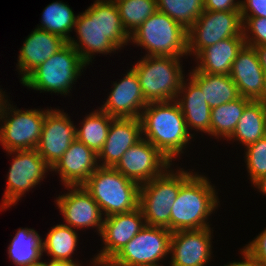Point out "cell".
I'll return each instance as SVG.
<instances>
[{
  "label": "cell",
  "mask_w": 266,
  "mask_h": 266,
  "mask_svg": "<svg viewBox=\"0 0 266 266\" xmlns=\"http://www.w3.org/2000/svg\"><path fill=\"white\" fill-rule=\"evenodd\" d=\"M74 31L78 39L71 37L68 43L87 65L92 62L94 54L116 52L130 41L116 3L107 0H95L85 12L78 14Z\"/></svg>",
  "instance_id": "6da1fadb"
},
{
  "label": "cell",
  "mask_w": 266,
  "mask_h": 266,
  "mask_svg": "<svg viewBox=\"0 0 266 266\" xmlns=\"http://www.w3.org/2000/svg\"><path fill=\"white\" fill-rule=\"evenodd\" d=\"M139 119L142 137L171 163L193 137L176 100L147 103Z\"/></svg>",
  "instance_id": "7a4b0ae2"
},
{
  "label": "cell",
  "mask_w": 266,
  "mask_h": 266,
  "mask_svg": "<svg viewBox=\"0 0 266 266\" xmlns=\"http://www.w3.org/2000/svg\"><path fill=\"white\" fill-rule=\"evenodd\" d=\"M206 176L196 172L180 187L172 206L170 231L208 228L209 216L218 207L219 198L215 186Z\"/></svg>",
  "instance_id": "3957f363"
},
{
  "label": "cell",
  "mask_w": 266,
  "mask_h": 266,
  "mask_svg": "<svg viewBox=\"0 0 266 266\" xmlns=\"http://www.w3.org/2000/svg\"><path fill=\"white\" fill-rule=\"evenodd\" d=\"M82 186L99 205L104 217L139 207L140 185L113 167L99 166Z\"/></svg>",
  "instance_id": "277c9868"
},
{
  "label": "cell",
  "mask_w": 266,
  "mask_h": 266,
  "mask_svg": "<svg viewBox=\"0 0 266 266\" xmlns=\"http://www.w3.org/2000/svg\"><path fill=\"white\" fill-rule=\"evenodd\" d=\"M171 166L161 175L140 185L139 207L147 226L163 227L170 230L171 208L180 187L193 175V172Z\"/></svg>",
  "instance_id": "5b68a950"
},
{
  "label": "cell",
  "mask_w": 266,
  "mask_h": 266,
  "mask_svg": "<svg viewBox=\"0 0 266 266\" xmlns=\"http://www.w3.org/2000/svg\"><path fill=\"white\" fill-rule=\"evenodd\" d=\"M182 57L143 56L132 69L139 79L145 100L161 102L176 100L183 79H185Z\"/></svg>",
  "instance_id": "8992f818"
},
{
  "label": "cell",
  "mask_w": 266,
  "mask_h": 266,
  "mask_svg": "<svg viewBox=\"0 0 266 266\" xmlns=\"http://www.w3.org/2000/svg\"><path fill=\"white\" fill-rule=\"evenodd\" d=\"M144 48L145 56L188 55V30L165 13L156 11L130 35V42Z\"/></svg>",
  "instance_id": "52a82bcc"
},
{
  "label": "cell",
  "mask_w": 266,
  "mask_h": 266,
  "mask_svg": "<svg viewBox=\"0 0 266 266\" xmlns=\"http://www.w3.org/2000/svg\"><path fill=\"white\" fill-rule=\"evenodd\" d=\"M85 66L87 64L82 60L79 52L67 43L36 67L21 84L41 92L67 95Z\"/></svg>",
  "instance_id": "ba28073f"
},
{
  "label": "cell",
  "mask_w": 266,
  "mask_h": 266,
  "mask_svg": "<svg viewBox=\"0 0 266 266\" xmlns=\"http://www.w3.org/2000/svg\"><path fill=\"white\" fill-rule=\"evenodd\" d=\"M5 97L6 94H3L0 99L1 145L7 152L36 149L42 133L45 110H19L13 108Z\"/></svg>",
  "instance_id": "9c48e42d"
},
{
  "label": "cell",
  "mask_w": 266,
  "mask_h": 266,
  "mask_svg": "<svg viewBox=\"0 0 266 266\" xmlns=\"http://www.w3.org/2000/svg\"><path fill=\"white\" fill-rule=\"evenodd\" d=\"M230 37H243L241 12L203 10L188 29V54L196 57L204 48Z\"/></svg>",
  "instance_id": "30bf717a"
},
{
  "label": "cell",
  "mask_w": 266,
  "mask_h": 266,
  "mask_svg": "<svg viewBox=\"0 0 266 266\" xmlns=\"http://www.w3.org/2000/svg\"><path fill=\"white\" fill-rule=\"evenodd\" d=\"M171 234L167 228L146 225L110 262L115 266L160 264L169 254Z\"/></svg>",
  "instance_id": "8fae6325"
},
{
  "label": "cell",
  "mask_w": 266,
  "mask_h": 266,
  "mask_svg": "<svg viewBox=\"0 0 266 266\" xmlns=\"http://www.w3.org/2000/svg\"><path fill=\"white\" fill-rule=\"evenodd\" d=\"M15 155L7 175V187L2 199L1 209L17 204L20 198L31 188L36 187L45 178L51 167L39 155L36 149L11 151Z\"/></svg>",
  "instance_id": "7c38bea8"
},
{
  "label": "cell",
  "mask_w": 266,
  "mask_h": 266,
  "mask_svg": "<svg viewBox=\"0 0 266 266\" xmlns=\"http://www.w3.org/2000/svg\"><path fill=\"white\" fill-rule=\"evenodd\" d=\"M171 165L156 147L142 137L122 155L114 168L141 185L161 175Z\"/></svg>",
  "instance_id": "4fadbf2b"
},
{
  "label": "cell",
  "mask_w": 266,
  "mask_h": 266,
  "mask_svg": "<svg viewBox=\"0 0 266 266\" xmlns=\"http://www.w3.org/2000/svg\"><path fill=\"white\" fill-rule=\"evenodd\" d=\"M76 139V125L74 126L68 114L63 110L47 108L36 148L44 161L52 168Z\"/></svg>",
  "instance_id": "5bb4252c"
},
{
  "label": "cell",
  "mask_w": 266,
  "mask_h": 266,
  "mask_svg": "<svg viewBox=\"0 0 266 266\" xmlns=\"http://www.w3.org/2000/svg\"><path fill=\"white\" fill-rule=\"evenodd\" d=\"M145 226L140 207L129 212L104 217L100 232L104 246L94 259L110 261Z\"/></svg>",
  "instance_id": "9a60e30c"
},
{
  "label": "cell",
  "mask_w": 266,
  "mask_h": 266,
  "mask_svg": "<svg viewBox=\"0 0 266 266\" xmlns=\"http://www.w3.org/2000/svg\"><path fill=\"white\" fill-rule=\"evenodd\" d=\"M65 188H69V192L56 198L65 225L77 230L95 227L100 235L104 218L99 205L82 185Z\"/></svg>",
  "instance_id": "2e32d148"
},
{
  "label": "cell",
  "mask_w": 266,
  "mask_h": 266,
  "mask_svg": "<svg viewBox=\"0 0 266 266\" xmlns=\"http://www.w3.org/2000/svg\"><path fill=\"white\" fill-rule=\"evenodd\" d=\"M211 227L172 232L170 266H205L212 253Z\"/></svg>",
  "instance_id": "e0dca14e"
},
{
  "label": "cell",
  "mask_w": 266,
  "mask_h": 266,
  "mask_svg": "<svg viewBox=\"0 0 266 266\" xmlns=\"http://www.w3.org/2000/svg\"><path fill=\"white\" fill-rule=\"evenodd\" d=\"M119 82H113L103 112L114 118H140L147 105L136 72L131 68Z\"/></svg>",
  "instance_id": "ac0fdd59"
},
{
  "label": "cell",
  "mask_w": 266,
  "mask_h": 266,
  "mask_svg": "<svg viewBox=\"0 0 266 266\" xmlns=\"http://www.w3.org/2000/svg\"><path fill=\"white\" fill-rule=\"evenodd\" d=\"M98 154L77 139L51 171L59 173L64 186L83 185L99 167Z\"/></svg>",
  "instance_id": "d6986e66"
},
{
  "label": "cell",
  "mask_w": 266,
  "mask_h": 266,
  "mask_svg": "<svg viewBox=\"0 0 266 266\" xmlns=\"http://www.w3.org/2000/svg\"><path fill=\"white\" fill-rule=\"evenodd\" d=\"M231 79L235 82L239 94L252 101L262 97L265 82V72L259 63L254 47L245 45L232 63Z\"/></svg>",
  "instance_id": "ffe728a7"
},
{
  "label": "cell",
  "mask_w": 266,
  "mask_h": 266,
  "mask_svg": "<svg viewBox=\"0 0 266 266\" xmlns=\"http://www.w3.org/2000/svg\"><path fill=\"white\" fill-rule=\"evenodd\" d=\"M141 138L139 118H115L111 122L106 142L98 154L99 165L114 168L122 155Z\"/></svg>",
  "instance_id": "44dd1931"
},
{
  "label": "cell",
  "mask_w": 266,
  "mask_h": 266,
  "mask_svg": "<svg viewBox=\"0 0 266 266\" xmlns=\"http://www.w3.org/2000/svg\"><path fill=\"white\" fill-rule=\"evenodd\" d=\"M67 43L68 41L63 37L43 29L36 28L32 31L25 39L17 60V69L21 75L20 82Z\"/></svg>",
  "instance_id": "7402d4cb"
},
{
  "label": "cell",
  "mask_w": 266,
  "mask_h": 266,
  "mask_svg": "<svg viewBox=\"0 0 266 266\" xmlns=\"http://www.w3.org/2000/svg\"><path fill=\"white\" fill-rule=\"evenodd\" d=\"M176 101L188 130L194 128L195 131L211 135V108L205 101L201 88L190 77L186 81L183 79Z\"/></svg>",
  "instance_id": "603a6c76"
},
{
  "label": "cell",
  "mask_w": 266,
  "mask_h": 266,
  "mask_svg": "<svg viewBox=\"0 0 266 266\" xmlns=\"http://www.w3.org/2000/svg\"><path fill=\"white\" fill-rule=\"evenodd\" d=\"M246 45L244 37H230L204 48L195 59V67L200 72L207 74L229 75L232 63L238 53Z\"/></svg>",
  "instance_id": "cb8c5ba5"
},
{
  "label": "cell",
  "mask_w": 266,
  "mask_h": 266,
  "mask_svg": "<svg viewBox=\"0 0 266 266\" xmlns=\"http://www.w3.org/2000/svg\"><path fill=\"white\" fill-rule=\"evenodd\" d=\"M190 78L201 88L205 101L212 109L240 97L238 88L230 75L207 74L194 68Z\"/></svg>",
  "instance_id": "d4e9b609"
},
{
  "label": "cell",
  "mask_w": 266,
  "mask_h": 266,
  "mask_svg": "<svg viewBox=\"0 0 266 266\" xmlns=\"http://www.w3.org/2000/svg\"><path fill=\"white\" fill-rule=\"evenodd\" d=\"M42 241L34 229L19 228L8 247L9 259L16 266H40Z\"/></svg>",
  "instance_id": "484cf974"
},
{
  "label": "cell",
  "mask_w": 266,
  "mask_h": 266,
  "mask_svg": "<svg viewBox=\"0 0 266 266\" xmlns=\"http://www.w3.org/2000/svg\"><path fill=\"white\" fill-rule=\"evenodd\" d=\"M266 136V107L260 101H251L244 109L237 127L228 139L249 146Z\"/></svg>",
  "instance_id": "4316f807"
},
{
  "label": "cell",
  "mask_w": 266,
  "mask_h": 266,
  "mask_svg": "<svg viewBox=\"0 0 266 266\" xmlns=\"http://www.w3.org/2000/svg\"><path fill=\"white\" fill-rule=\"evenodd\" d=\"M252 100L240 96L236 100L211 109V136L228 140L237 127L245 107Z\"/></svg>",
  "instance_id": "83f0119b"
},
{
  "label": "cell",
  "mask_w": 266,
  "mask_h": 266,
  "mask_svg": "<svg viewBox=\"0 0 266 266\" xmlns=\"http://www.w3.org/2000/svg\"><path fill=\"white\" fill-rule=\"evenodd\" d=\"M114 119L101 109H96L85 117L80 128H76L77 140L99 154L106 142L111 122Z\"/></svg>",
  "instance_id": "f1b7e54d"
},
{
  "label": "cell",
  "mask_w": 266,
  "mask_h": 266,
  "mask_svg": "<svg viewBox=\"0 0 266 266\" xmlns=\"http://www.w3.org/2000/svg\"><path fill=\"white\" fill-rule=\"evenodd\" d=\"M78 244V234L75 229L65 224H57L48 232L42 241V252L51 256V260L71 261Z\"/></svg>",
  "instance_id": "f546056e"
},
{
  "label": "cell",
  "mask_w": 266,
  "mask_h": 266,
  "mask_svg": "<svg viewBox=\"0 0 266 266\" xmlns=\"http://www.w3.org/2000/svg\"><path fill=\"white\" fill-rule=\"evenodd\" d=\"M76 16L69 5L62 1L53 2L45 7L42 14V22L37 27L70 40L69 33L75 27Z\"/></svg>",
  "instance_id": "4dcf8cb0"
},
{
  "label": "cell",
  "mask_w": 266,
  "mask_h": 266,
  "mask_svg": "<svg viewBox=\"0 0 266 266\" xmlns=\"http://www.w3.org/2000/svg\"><path fill=\"white\" fill-rule=\"evenodd\" d=\"M157 10L188 30L202 14L204 0H156Z\"/></svg>",
  "instance_id": "1f68e13d"
},
{
  "label": "cell",
  "mask_w": 266,
  "mask_h": 266,
  "mask_svg": "<svg viewBox=\"0 0 266 266\" xmlns=\"http://www.w3.org/2000/svg\"><path fill=\"white\" fill-rule=\"evenodd\" d=\"M116 6L123 27L129 35L157 11L156 0H119Z\"/></svg>",
  "instance_id": "d6a6232c"
},
{
  "label": "cell",
  "mask_w": 266,
  "mask_h": 266,
  "mask_svg": "<svg viewBox=\"0 0 266 266\" xmlns=\"http://www.w3.org/2000/svg\"><path fill=\"white\" fill-rule=\"evenodd\" d=\"M245 163L251 183L266 175V136L245 148Z\"/></svg>",
  "instance_id": "836d02e7"
},
{
  "label": "cell",
  "mask_w": 266,
  "mask_h": 266,
  "mask_svg": "<svg viewBox=\"0 0 266 266\" xmlns=\"http://www.w3.org/2000/svg\"><path fill=\"white\" fill-rule=\"evenodd\" d=\"M242 20L246 45L250 47L266 45V18H242Z\"/></svg>",
  "instance_id": "e575fe53"
},
{
  "label": "cell",
  "mask_w": 266,
  "mask_h": 266,
  "mask_svg": "<svg viewBox=\"0 0 266 266\" xmlns=\"http://www.w3.org/2000/svg\"><path fill=\"white\" fill-rule=\"evenodd\" d=\"M240 2L242 18H266V0H244Z\"/></svg>",
  "instance_id": "d590c367"
},
{
  "label": "cell",
  "mask_w": 266,
  "mask_h": 266,
  "mask_svg": "<svg viewBox=\"0 0 266 266\" xmlns=\"http://www.w3.org/2000/svg\"><path fill=\"white\" fill-rule=\"evenodd\" d=\"M245 248L262 266H266V228L254 240L246 244Z\"/></svg>",
  "instance_id": "8d00e7d4"
},
{
  "label": "cell",
  "mask_w": 266,
  "mask_h": 266,
  "mask_svg": "<svg viewBox=\"0 0 266 266\" xmlns=\"http://www.w3.org/2000/svg\"><path fill=\"white\" fill-rule=\"evenodd\" d=\"M204 10L208 11H240L241 2L235 0H204Z\"/></svg>",
  "instance_id": "74e56055"
},
{
  "label": "cell",
  "mask_w": 266,
  "mask_h": 266,
  "mask_svg": "<svg viewBox=\"0 0 266 266\" xmlns=\"http://www.w3.org/2000/svg\"><path fill=\"white\" fill-rule=\"evenodd\" d=\"M243 254V260L240 262H231L224 266H262L257 259L244 247L241 251Z\"/></svg>",
  "instance_id": "f35d334b"
},
{
  "label": "cell",
  "mask_w": 266,
  "mask_h": 266,
  "mask_svg": "<svg viewBox=\"0 0 266 266\" xmlns=\"http://www.w3.org/2000/svg\"><path fill=\"white\" fill-rule=\"evenodd\" d=\"M254 48L257 52L259 63L266 73V45H259L255 46Z\"/></svg>",
  "instance_id": "ab89813d"
},
{
  "label": "cell",
  "mask_w": 266,
  "mask_h": 266,
  "mask_svg": "<svg viewBox=\"0 0 266 266\" xmlns=\"http://www.w3.org/2000/svg\"><path fill=\"white\" fill-rule=\"evenodd\" d=\"M71 261H59V260H49V262H42V266H80V264Z\"/></svg>",
  "instance_id": "60d3db41"
},
{
  "label": "cell",
  "mask_w": 266,
  "mask_h": 266,
  "mask_svg": "<svg viewBox=\"0 0 266 266\" xmlns=\"http://www.w3.org/2000/svg\"><path fill=\"white\" fill-rule=\"evenodd\" d=\"M253 186H255V188L257 187L259 192H261L263 195H266V175L256 180L253 183Z\"/></svg>",
  "instance_id": "b9f144b4"
},
{
  "label": "cell",
  "mask_w": 266,
  "mask_h": 266,
  "mask_svg": "<svg viewBox=\"0 0 266 266\" xmlns=\"http://www.w3.org/2000/svg\"><path fill=\"white\" fill-rule=\"evenodd\" d=\"M93 266H115L110 261H100L92 258Z\"/></svg>",
  "instance_id": "7bdbcfd3"
},
{
  "label": "cell",
  "mask_w": 266,
  "mask_h": 266,
  "mask_svg": "<svg viewBox=\"0 0 266 266\" xmlns=\"http://www.w3.org/2000/svg\"><path fill=\"white\" fill-rule=\"evenodd\" d=\"M259 101L266 107V73H265L264 90L262 92V97Z\"/></svg>",
  "instance_id": "ee69618b"
},
{
  "label": "cell",
  "mask_w": 266,
  "mask_h": 266,
  "mask_svg": "<svg viewBox=\"0 0 266 266\" xmlns=\"http://www.w3.org/2000/svg\"><path fill=\"white\" fill-rule=\"evenodd\" d=\"M143 266H162V264H149V265H143Z\"/></svg>",
  "instance_id": "f6af8a7d"
},
{
  "label": "cell",
  "mask_w": 266,
  "mask_h": 266,
  "mask_svg": "<svg viewBox=\"0 0 266 266\" xmlns=\"http://www.w3.org/2000/svg\"><path fill=\"white\" fill-rule=\"evenodd\" d=\"M4 93H5V91L2 92V89H0V99L2 98V96H3Z\"/></svg>",
  "instance_id": "bcb514c9"
},
{
  "label": "cell",
  "mask_w": 266,
  "mask_h": 266,
  "mask_svg": "<svg viewBox=\"0 0 266 266\" xmlns=\"http://www.w3.org/2000/svg\"><path fill=\"white\" fill-rule=\"evenodd\" d=\"M107 1H110V2H114V3H116V2H118L119 0H107Z\"/></svg>",
  "instance_id": "7dc6e473"
}]
</instances>
